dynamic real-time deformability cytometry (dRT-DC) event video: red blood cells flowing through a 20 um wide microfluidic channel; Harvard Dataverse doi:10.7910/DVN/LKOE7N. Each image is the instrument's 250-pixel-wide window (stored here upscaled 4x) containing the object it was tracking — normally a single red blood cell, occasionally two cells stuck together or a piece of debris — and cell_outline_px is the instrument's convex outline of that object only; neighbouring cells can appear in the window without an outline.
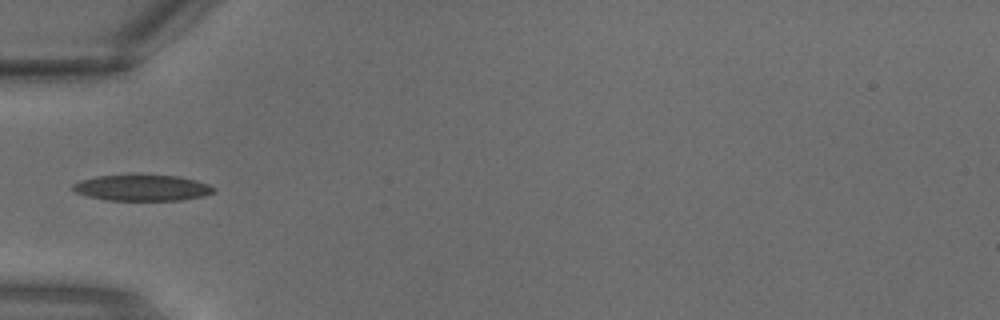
{"species": "common noctule bat (a hibernating species)", "species_latin": "Nyctalus noctula", "temperature_condition": "warm", "stored_images_in_passage": 1, "camera_frame_rate_fps": 3000, "um_per_image_px": 0.085, "animal": {"sex": "male", "body_mass_g": 18.8}, "frame": {"image": 1, "passage_image": 1, "time_ms": 0.0, "image_size_px": [1000, 320], "cell_outline_px": [[216, 192], [204, 196], [180, 200], [104, 200], [88, 196], [76, 192], [72, 188], [72, 184], [80, 180], [96, 176], [140, 172], [180, 176], [196, 180], [208, 184], [216, 188]], "centroid_in_image_um": [12.1, 15.92], "position_along_channel_um": 72.9, "area_um2": 22.37}}